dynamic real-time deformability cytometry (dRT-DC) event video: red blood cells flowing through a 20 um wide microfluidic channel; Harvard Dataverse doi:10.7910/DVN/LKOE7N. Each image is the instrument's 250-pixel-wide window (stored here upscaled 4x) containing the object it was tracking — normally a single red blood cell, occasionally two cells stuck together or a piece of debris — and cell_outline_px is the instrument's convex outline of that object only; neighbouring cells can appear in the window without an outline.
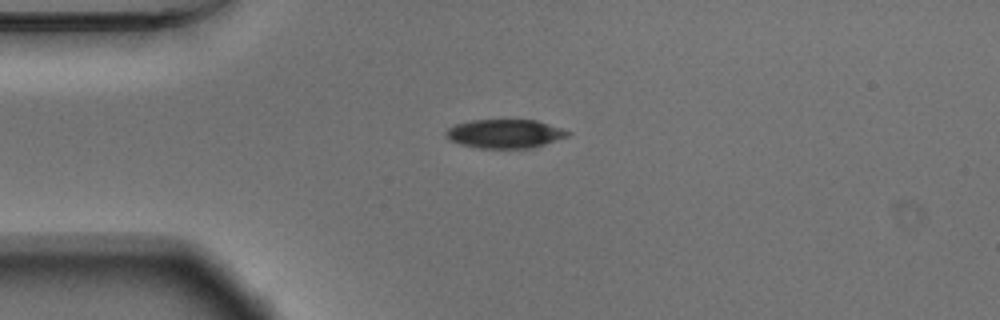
{"species": "Egyptian fruit bat (a non-hibernating species)", "species_latin": "Rousettus aegyptiacus", "temperature_condition": "warm", "stored_images_in_passage": 42, "camera_frame_rate_fps": 3000, "um_per_image_px": 0.085, "animal": {"sex": "male"}, "frame": {"image": 1, "passage_image": 1, "time_ms": 0.0, "image_size_px": [1000, 320], "cell_outline_px": [[572, 132], [568, 136], [532, 148], [480, 148], [460, 144], [448, 140], [444, 136], [444, 132], [448, 128], [456, 124], [472, 120], [536, 120]], "centroid_in_image_um": [42.87, 11.37], "position_along_channel_um": 42.1, "area_um2": 20.4}}
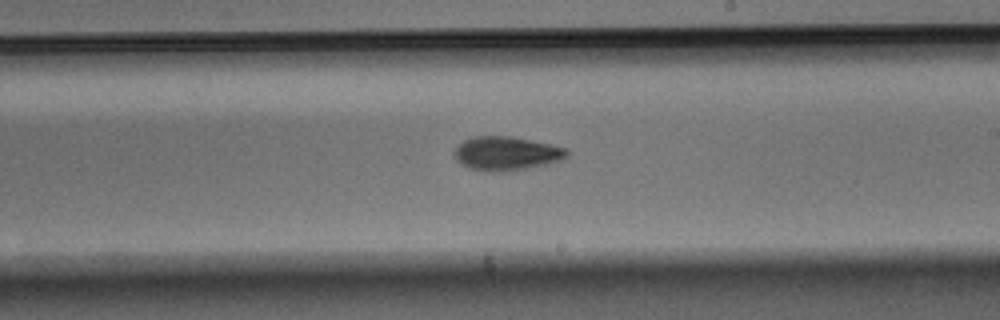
{"frame": {"image": 2, "passage_image": 19, "time_ms": 6.0, "image_size_px": [1000, 320], "cell_outline_px": [[568, 156], [560, 160], [544, 164], [504, 172], [492, 172], [468, 168], [460, 164], [456, 160], [452, 152], [464, 140], [472, 136], [512, 136], [552, 144], [568, 148]], "centroid_in_image_um": [43.01, 13.03], "position_along_channel_um": 246.0, "area_um2": 22.31}}
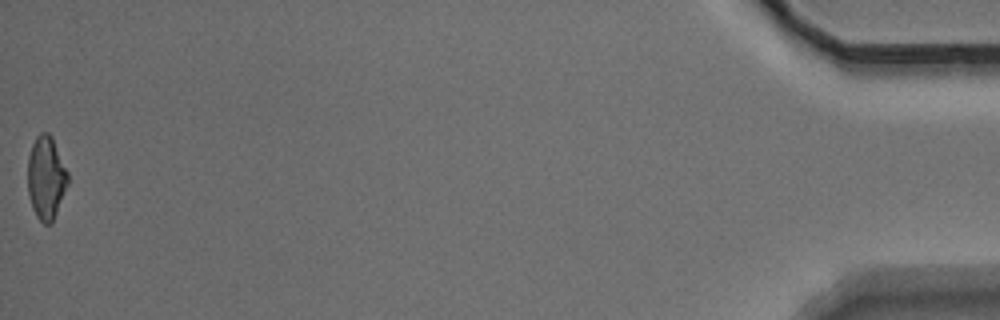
{"frame": {"image": 3, "passage_image": 42, "time_ms": 13.667, "image_size_px": [1000, 320], "cell_outline_px": [[68, 184], [52, 224], [44, 224], [36, 216], [32, 208], [28, 192], [28, 156], [32, 144], [36, 136], [40, 132], [48, 132], [52, 136], [68, 172]], "centroid_in_image_um": [3.92, 15.1], "position_along_channel_um": 431.3, "area_um2": 19.59}, "authors_computed_cell_mechanics": {"area_um2": 20.6346, "velocity_mm_per_s": 3.7338, "shape_relaxation_time_tau1_ms": 3.2252, "shape_relaxation_time_tau2_ms": null, "deformation_change_tau1": 0.1388, "deformation_change_tau2": null}}